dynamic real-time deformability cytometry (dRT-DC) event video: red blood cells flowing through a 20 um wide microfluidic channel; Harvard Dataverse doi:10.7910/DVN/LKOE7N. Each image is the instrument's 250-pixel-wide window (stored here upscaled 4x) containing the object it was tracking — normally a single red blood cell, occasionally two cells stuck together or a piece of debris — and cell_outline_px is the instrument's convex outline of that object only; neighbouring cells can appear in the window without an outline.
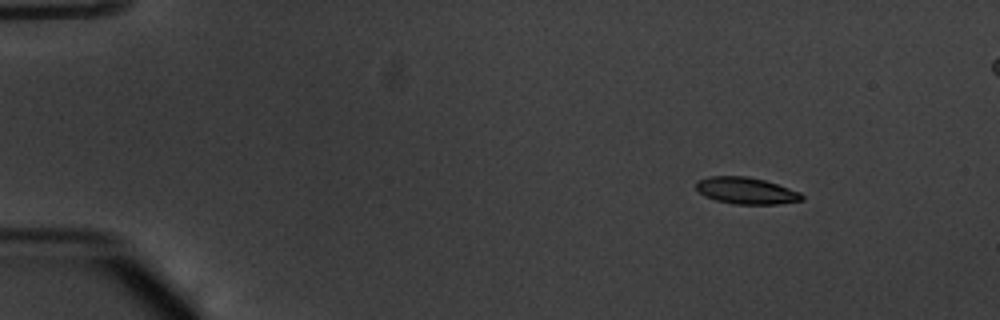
{"species": "common noctule bat (a hibernating species)", "species_latin": "Nyctalus noctula", "temperature_condition": "warm", "stored_images_in_passage": 16, "camera_frame_rate_fps": 3000, "um_per_image_px": 0.085, "animal": {"sex": "male", "body_mass_g": 20.1, "forearm_length_mm": 53.5}, "frame": {"image": 1, "passage_image": 1, "time_ms": 0.0, "image_size_px": [1000, 320], "cell_outline_px": [[804, 200], [780, 204], [732, 204], [716, 200], [704, 196], [696, 188], [696, 180], [708, 176], [748, 176], [764, 180], [800, 192], [804, 196]], "centroid_in_image_um": [63.41, 16.21], "position_along_channel_um": 21.6, "area_um2": 16.53}}